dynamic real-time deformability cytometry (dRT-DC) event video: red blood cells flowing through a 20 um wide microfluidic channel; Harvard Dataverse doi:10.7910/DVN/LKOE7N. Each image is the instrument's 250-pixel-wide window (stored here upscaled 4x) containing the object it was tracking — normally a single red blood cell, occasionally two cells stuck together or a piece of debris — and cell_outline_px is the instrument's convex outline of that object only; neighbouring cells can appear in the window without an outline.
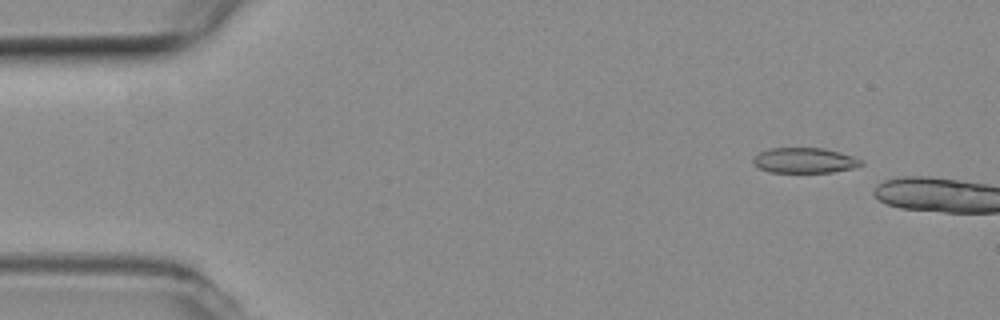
{"species": "common noctule bat (a hibernating species)", "species_latin": "Nyctalus noctula", "temperature_condition": "room temperature", "stored_images_in_passage": 5, "camera_frame_rate_fps": 3000, "um_per_image_px": 0.085, "animal": {"sex": "female", "body_mass_g": 19.3, "forearm_length_mm": 54.1}, "frame": {"image": 1, "passage_image": 2, "time_ms": 0.333, "image_size_px": [1000, 320], "cell_outline_px": [[864, 164], [852, 168], [832, 172], [768, 172], [752, 164], [752, 160], [760, 152], [768, 148], [824, 148], [840, 152], [864, 160]], "centroid_in_image_um": [68.39, 13.63], "position_along_channel_um": 16.6, "area_um2": 15.95}}